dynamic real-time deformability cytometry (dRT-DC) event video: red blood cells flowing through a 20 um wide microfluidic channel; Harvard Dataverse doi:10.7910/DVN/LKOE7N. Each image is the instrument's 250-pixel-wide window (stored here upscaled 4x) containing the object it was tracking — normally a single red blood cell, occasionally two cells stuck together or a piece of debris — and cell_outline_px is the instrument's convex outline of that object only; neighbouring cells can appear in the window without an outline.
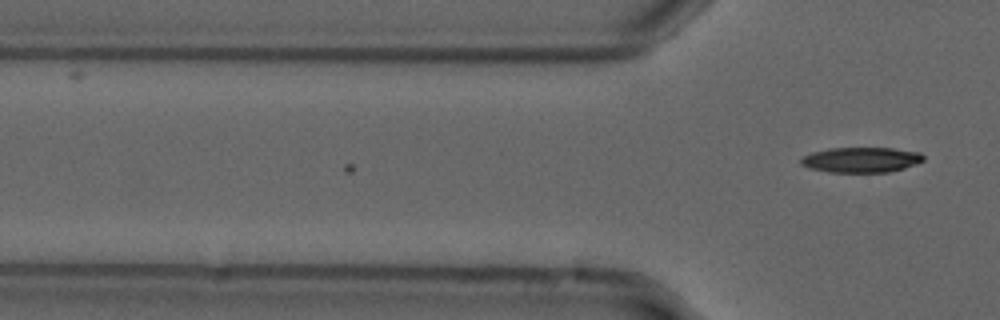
{"species": "common noctule bat (a hibernating species)", "species_latin": "Nyctalus noctula", "temperature_condition": "cold", "stored_images_in_passage": 3, "camera_frame_rate_fps": 3000, "um_per_image_px": 0.085, "animal": {"sex": "male", "forearm_length_mm": 52.5}, "frame": {"image": 1, "passage_image": 3, "time_ms": 0.667, "image_size_px": [1000, 320], "cell_outline_px": [[924, 160], [916, 164], [904, 168], [888, 172], [828, 172], [812, 168], [800, 164], [800, 160], [804, 156], [812, 152], [828, 148], [892, 148], [920, 152], [924, 156]], "centroid_in_image_um": [73.22, 13.58], "position_along_channel_um": 52.6, "area_um2": 17.98}}